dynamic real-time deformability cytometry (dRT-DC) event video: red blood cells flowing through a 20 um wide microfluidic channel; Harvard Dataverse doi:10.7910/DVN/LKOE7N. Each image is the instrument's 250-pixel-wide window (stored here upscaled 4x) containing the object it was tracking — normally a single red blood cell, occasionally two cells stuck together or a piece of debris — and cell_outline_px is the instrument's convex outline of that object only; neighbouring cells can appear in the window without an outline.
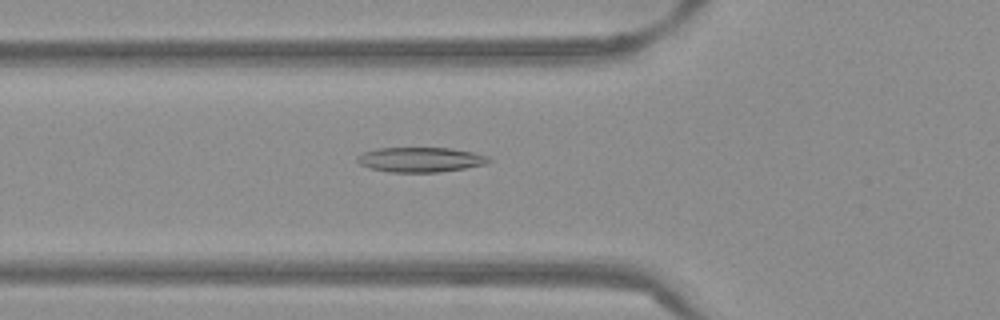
{"species": "Egyptian fruit bat (a non-hibernating species)", "species_latin": "Rousettus aegyptiacus", "temperature_condition": "warm", "stored_images_in_passage": 53, "camera_frame_rate_fps": 3000, "um_per_image_px": 0.085, "frame": {"image": 1, "passage_image": 19, "time_ms": 6.0, "image_size_px": [1000, 320], "cell_outline_px": [[492, 160], [484, 164], [464, 168], [440, 172], [388, 172], [368, 168], [360, 164], [356, 160], [356, 156], [364, 152], [376, 148], [452, 148], [472, 152], [488, 156]], "centroid_in_image_um": [35.7, 13.57], "position_along_channel_um": 90.1, "area_um2": 19.07}}
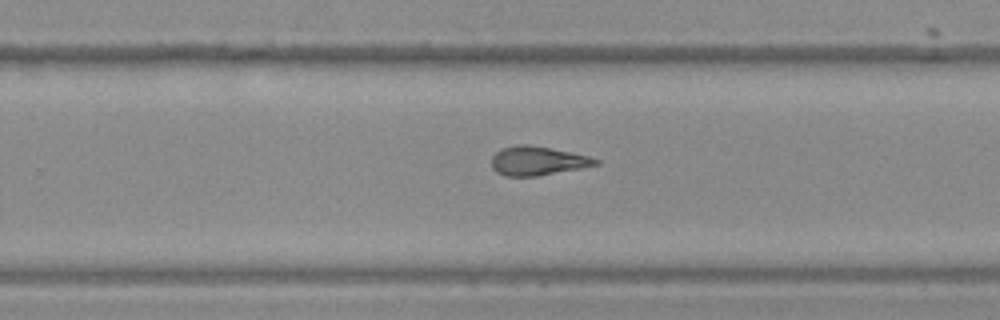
{"frame": {"image": 2, "passage_image": 34, "time_ms": 11.0, "image_size_px": [1000, 320], "cell_outline_px": [[600, 164], [580, 168], [536, 176], [504, 176], [496, 172], [492, 168], [492, 156], [500, 148], [516, 144], [528, 144], [588, 156], [600, 160]], "centroid_in_image_um": [45.64, 13.67], "position_along_channel_um": 284.2, "area_um2": 17.46}}
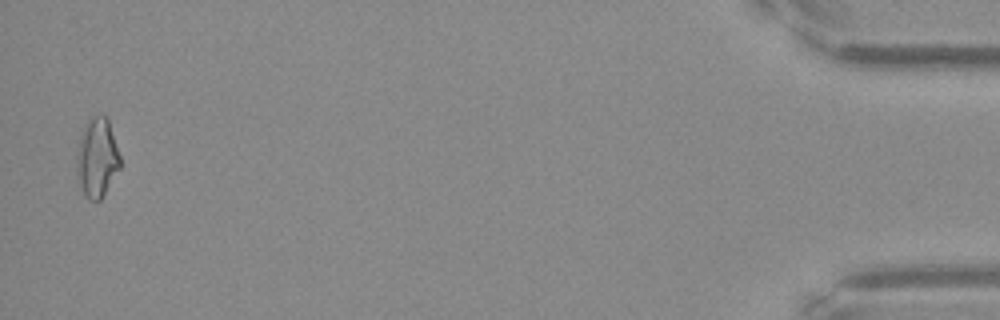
{"frame": {"image": 3, "passage_image": 52, "time_ms": 17.0, "image_size_px": [1000, 320], "cell_outline_px": [[120, 168], [100, 200], [88, 200], [76, 176], [76, 156], [80, 132], [84, 124], [92, 116], [104, 112], [108, 116], [120, 156]], "centroid_in_image_um": [8.24, 13.33], "position_along_channel_um": 427.0, "area_um2": 20.46}, "authors_computed_cell_mechanics": {"area_um2": 18.0914, "velocity_mm_per_s": 3.8699, "shape_relaxation_time_tau1_ms": null, "shape_relaxation_time_tau2_ms": 3.2879, "deformation_change_tau1": null, "deformation_change_tau2": 0.135}}